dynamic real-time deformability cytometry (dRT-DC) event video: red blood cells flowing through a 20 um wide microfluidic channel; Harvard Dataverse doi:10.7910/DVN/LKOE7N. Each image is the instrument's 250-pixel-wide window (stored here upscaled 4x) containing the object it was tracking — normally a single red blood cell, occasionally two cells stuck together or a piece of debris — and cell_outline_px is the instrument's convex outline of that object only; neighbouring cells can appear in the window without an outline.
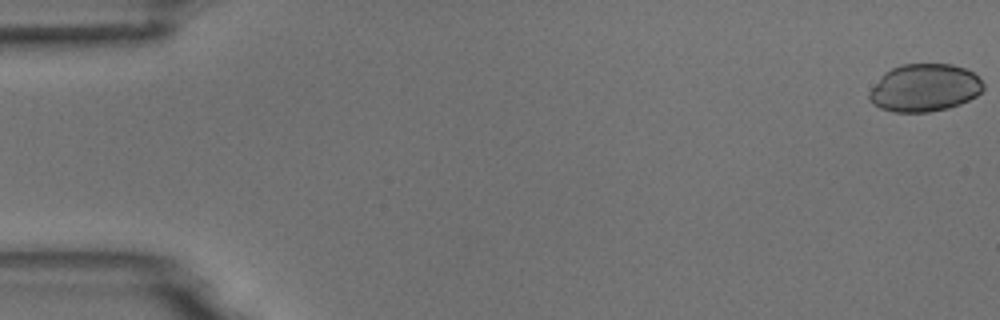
{"species": "common noctule bat (a hibernating species)", "species_latin": "Nyctalus noctula", "temperature_condition": "room temperature", "stored_images_in_passage": 55, "camera_frame_rate_fps": 3000, "um_per_image_px": 0.085, "animal": {"sex": "male", "body_mass_g": 18.8}, "frame": {"image": 1, "passage_image": 1, "time_ms": 0.0, "image_size_px": [1000, 320], "cell_outline_px": [[984, 88], [976, 96], [960, 104], [948, 108], [928, 112], [896, 112], [880, 108], [872, 104], [868, 100], [868, 92], [880, 76], [884, 72], [892, 68], [904, 64], [952, 64], [964, 68], [972, 72], [984, 84]], "centroid_in_image_um": [78.55, 7.47], "position_along_channel_um": 6.5, "area_um2": 31.73}}
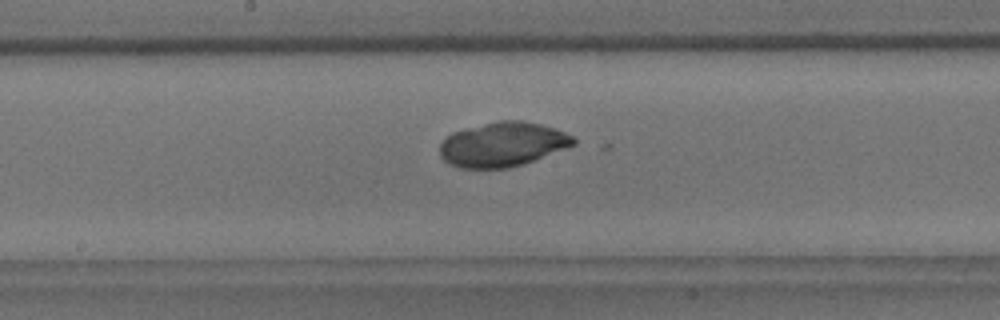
{"frame": {"image": 2, "passage_image": 29, "time_ms": 9.333, "image_size_px": [1000, 320], "cell_outline_px": [[576, 144], [524, 164], [508, 168], [460, 168], [448, 164], [440, 156], [440, 144], [452, 132], [500, 120], [524, 120], [556, 128], [572, 136], [576, 140]], "centroid_in_image_um": [42.73, 12.28], "position_along_channel_um": 205.5, "area_um2": 34.56}}
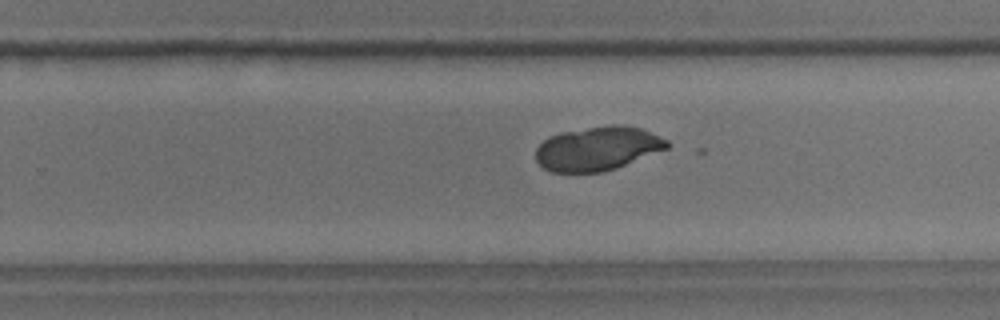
{"frame": {"image": 3, "passage_image": 35, "time_ms": 11.333, "image_size_px": [1000, 320], "cell_outline_px": [[672, 144], [668, 148], [616, 168], [604, 172], [552, 172], [544, 168], [536, 160], [536, 148], [548, 136], [560, 132], [616, 124], [640, 128], [668, 140]], "centroid_in_image_um": [50.79, 12.63], "position_along_channel_um": 279.0, "area_um2": 33.47}}